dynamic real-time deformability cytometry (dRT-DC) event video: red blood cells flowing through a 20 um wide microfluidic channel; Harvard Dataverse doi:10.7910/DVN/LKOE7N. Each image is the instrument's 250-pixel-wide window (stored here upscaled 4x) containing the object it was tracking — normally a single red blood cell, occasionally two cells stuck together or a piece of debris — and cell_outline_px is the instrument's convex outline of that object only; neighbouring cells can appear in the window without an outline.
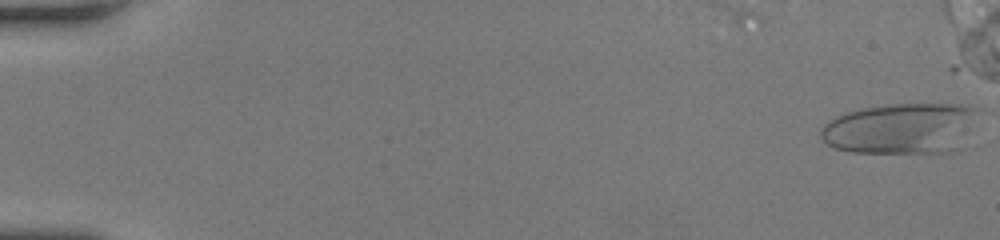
{"species": "human", "species_latin": "Homo sapiens", "temperature_condition": "room temperature", "stored_images_in_passage": 17, "camera_frame_rate_fps": 3000, "um_per_image_px": 0.085, "donor": {"sex": "female"}, "frame": {"image": 1, "passage_image": 1, "time_ms": 0.0, "image_size_px": [1000, 240], "cell_outline_px": [[980, 108], [964, 148], [952, 152], [852, 152], [832, 148], [820, 136], [820, 128], [828, 120], [844, 112], [860, 108], [884, 104], [960, 104]], "centroid_in_image_um": [76.62, 10.91], "position_along_channel_um": 8.4, "area_um2": 47.51}}